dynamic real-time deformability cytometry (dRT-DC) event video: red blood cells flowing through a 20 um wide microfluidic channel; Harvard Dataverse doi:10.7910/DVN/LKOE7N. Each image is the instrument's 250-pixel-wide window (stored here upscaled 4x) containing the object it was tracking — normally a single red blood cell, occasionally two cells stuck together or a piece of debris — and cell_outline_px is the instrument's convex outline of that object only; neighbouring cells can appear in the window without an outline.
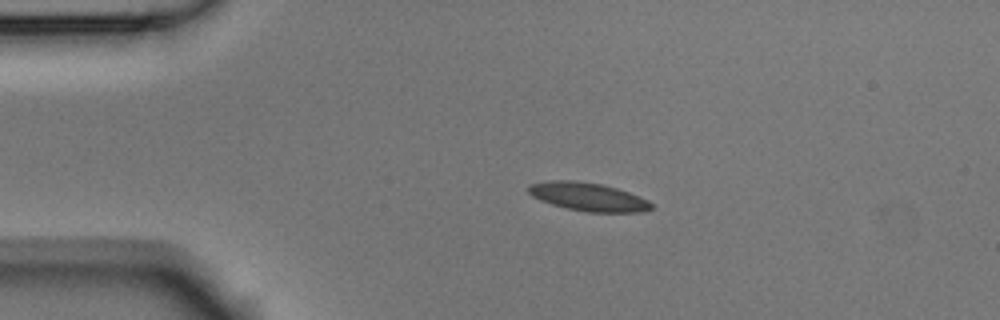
{"species": "Egyptian fruit bat (a non-hibernating species)", "species_latin": "Rousettus aegyptiacus", "temperature_condition": "room temperature", "stored_images_in_passage": 5, "segment_of_instrument_passage": [1, 2], "camera_frame_rate_fps": 3000, "um_per_image_px": 0.085, "animal": {"sex": "male"}, "frame": {"image": 1, "passage_image": 3, "time_ms": 0.667, "image_size_px": [1000, 320], "cell_outline_px": [[652, 208], [644, 212], [588, 212], [568, 208], [552, 204], [540, 200], [532, 196], [528, 192], [528, 184], [548, 180], [576, 180], [600, 184], [616, 188], [628, 192], [648, 200], [652, 204]], "centroid_in_image_um": [49.96, 16.72], "position_along_channel_um": 35.0, "area_um2": 20.23}}